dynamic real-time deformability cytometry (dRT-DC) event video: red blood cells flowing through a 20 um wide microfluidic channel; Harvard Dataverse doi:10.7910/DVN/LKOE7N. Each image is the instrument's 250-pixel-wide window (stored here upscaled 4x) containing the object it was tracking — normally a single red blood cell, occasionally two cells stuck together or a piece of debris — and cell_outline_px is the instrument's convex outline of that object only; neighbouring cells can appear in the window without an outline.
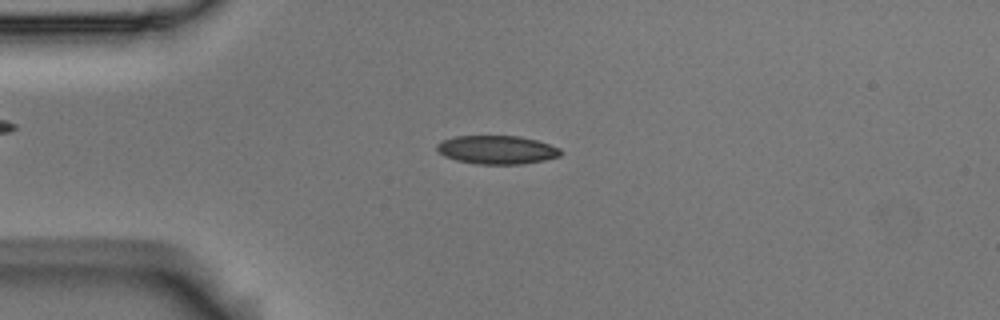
{"species": "Egyptian fruit bat (a non-hibernating species)", "species_latin": "Rousettus aegyptiacus", "temperature_condition": "room temperature", "stored_images_in_passage": 41, "camera_frame_rate_fps": 3000, "um_per_image_px": 0.085, "animal": {"sex": "male"}, "frame": {"image": 1, "passage_image": 13, "time_ms": 4.0, "image_size_px": [1000, 320], "cell_outline_px": [[560, 156], [544, 160], [520, 164], [476, 164], [456, 160], [444, 156], [436, 148], [436, 144], [440, 140], [456, 136], [516, 136], [536, 140], [560, 148]], "centroid_in_image_um": [42.19, 12.73], "position_along_channel_um": 42.8, "area_um2": 20.46}}
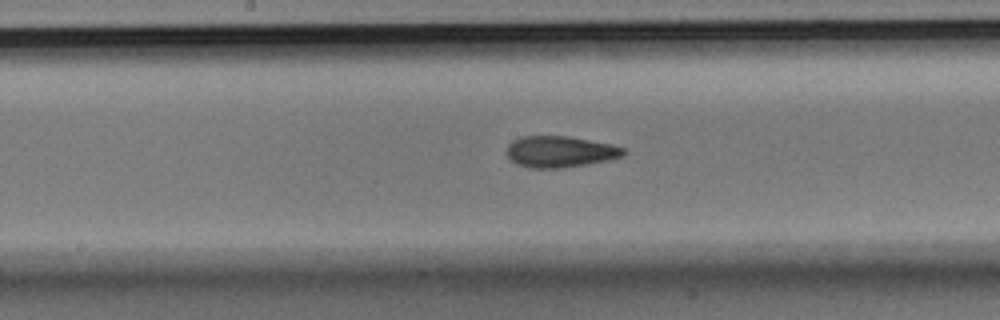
{"frame": {"image": 2, "passage_image": 28, "time_ms": 9.0, "image_size_px": [1000, 320], "cell_outline_px": [[628, 152], [624, 156], [608, 160], [560, 168], [528, 168], [516, 164], [508, 156], [508, 144], [512, 140], [520, 136], [568, 136], [612, 144], [624, 148]], "centroid_in_image_um": [47.62, 12.89], "position_along_channel_um": 200.6, "area_um2": 21.33}}
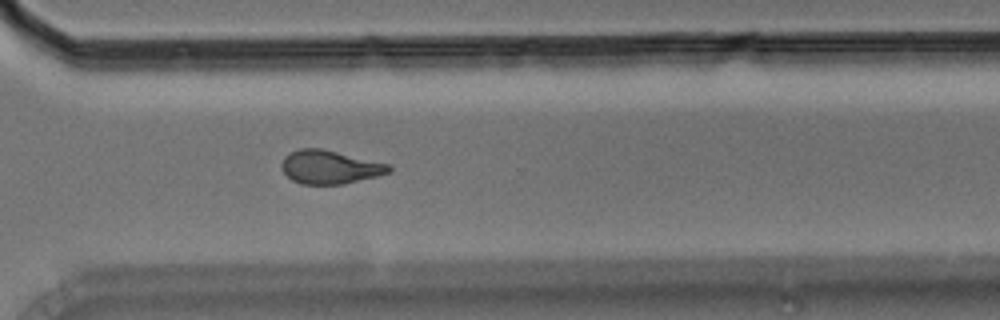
{"frame": {"image": 3, "passage_image": 40, "time_ms": 13.0, "image_size_px": [1000, 320], "cell_outline_px": [[392, 172], [344, 184], [300, 184], [292, 180], [280, 168], [280, 164], [284, 156], [300, 148], [320, 148], [392, 164]], "centroid_in_image_um": [28.05, 14.2], "position_along_channel_um": 342.6, "area_um2": 21.1}}